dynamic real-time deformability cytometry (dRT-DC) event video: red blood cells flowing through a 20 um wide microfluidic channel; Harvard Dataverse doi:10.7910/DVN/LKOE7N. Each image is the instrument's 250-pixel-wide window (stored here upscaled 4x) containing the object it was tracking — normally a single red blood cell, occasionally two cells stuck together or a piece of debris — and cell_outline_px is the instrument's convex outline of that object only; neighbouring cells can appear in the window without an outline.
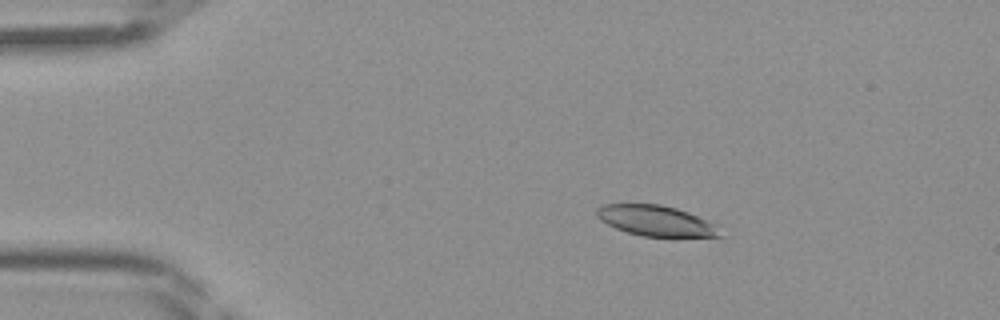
{"species": "Egyptian fruit bat (a non-hibernating species)", "species_latin": "Rousettus aegyptiacus", "temperature_condition": "room temperature", "stored_images_in_passage": 41, "camera_frame_rate_fps": 3000, "um_per_image_px": 0.085, "frame": {"image": 1, "passage_image": 5, "time_ms": 1.333, "image_size_px": [1000, 320], "cell_outline_px": [[724, 236], [640, 236], [616, 228], [600, 220], [596, 216], [596, 208], [604, 204], [660, 204], [676, 208], [688, 212], [716, 224]], "centroid_in_image_um": [55.74, 18.75], "position_along_channel_um": 29.3, "area_um2": 21.79}}
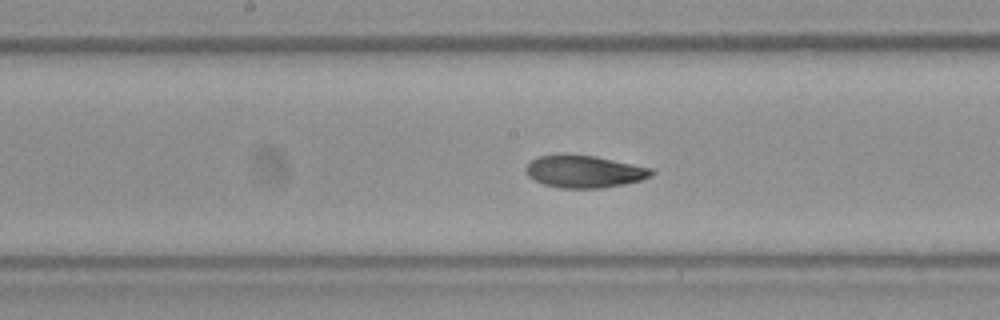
{"frame": {"image": 2, "passage_image": 20, "time_ms": 6.333, "image_size_px": [1000, 320], "cell_outline_px": [[656, 172], [652, 176], [640, 180], [624, 184], [600, 188], [560, 188], [544, 184], [528, 176], [524, 168], [536, 156], [564, 152], [596, 156], [652, 168]], "centroid_in_image_um": [49.64, 14.55], "position_along_channel_um": 198.6, "area_um2": 24.1}}
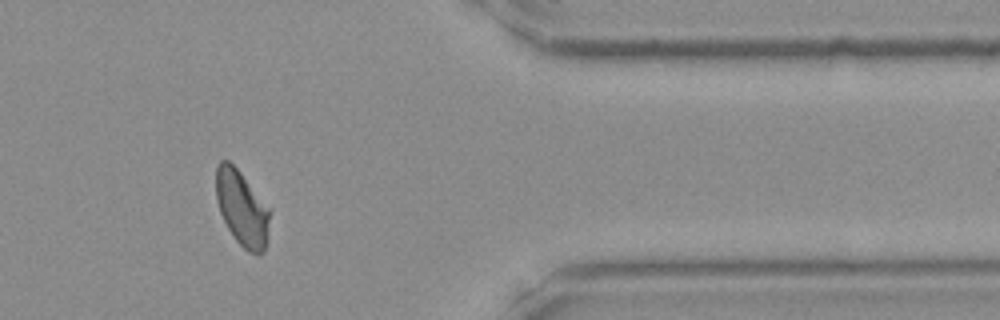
{"frame": {"image": 3, "passage_image": 34, "time_ms": 11.0, "image_size_px": [1000, 320], "cell_outline_px": [[272, 208], [264, 252], [260, 256], [256, 256], [248, 252], [236, 240], [228, 228], [220, 212], [216, 200], [216, 168], [220, 160], [228, 160], [240, 172]], "centroid_in_image_um": [20.6, 17.72], "position_along_channel_um": 390.8, "area_um2": 23.93}}